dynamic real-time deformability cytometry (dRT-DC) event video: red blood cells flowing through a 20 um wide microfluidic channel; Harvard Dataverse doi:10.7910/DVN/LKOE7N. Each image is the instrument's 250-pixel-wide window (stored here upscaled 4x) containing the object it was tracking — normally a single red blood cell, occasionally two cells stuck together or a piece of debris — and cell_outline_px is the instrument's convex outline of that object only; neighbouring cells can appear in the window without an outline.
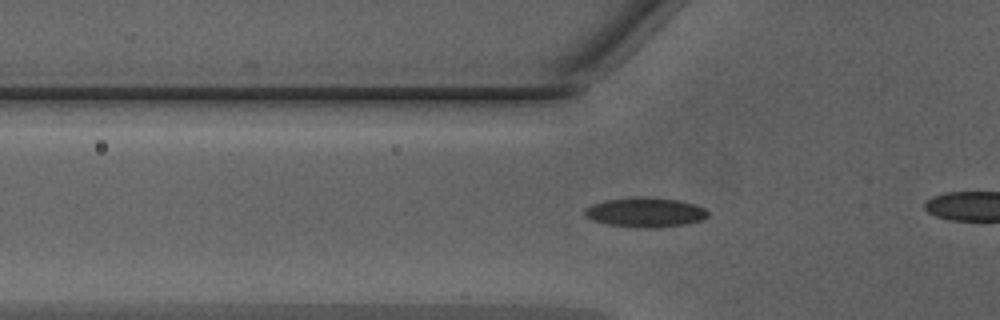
{"species": "Egyptian fruit bat (a non-hibernating species)", "species_latin": "Rousettus aegyptiacus", "temperature_condition": "warm", "stored_images_in_passage": 40, "camera_frame_rate_fps": 3000, "um_per_image_px": 0.085, "animal": {"sex": "male"}, "frame": {"image": 1, "passage_image": 17, "time_ms": 5.333, "image_size_px": [1000, 320], "cell_outline_px": [[708, 216], [704, 220], [684, 224], [652, 228], [636, 228], [608, 224], [592, 220], [584, 212], [584, 208], [592, 204], [604, 200], [632, 196], [644, 196], [680, 200], [696, 204], [704, 208], [708, 212]], "centroid_in_image_um": [54.86, 18.03], "position_along_channel_um": 70.9, "area_um2": 21.56}}
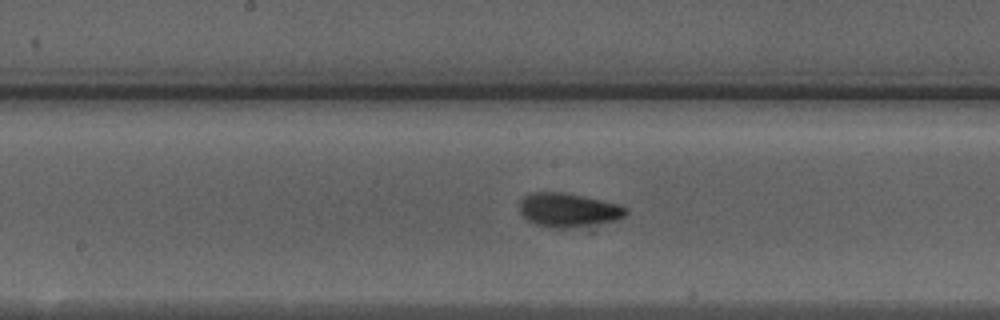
{"frame": {"image": 2, "passage_image": 26, "time_ms": 8.333, "image_size_px": [1000, 320], "cell_outline_px": [[628, 212], [624, 216], [616, 220], [588, 232], [552, 228], [536, 224], [520, 216], [520, 200], [524, 196], [532, 192], [564, 192], [584, 196], [620, 204], [628, 208]], "centroid_in_image_um": [48.4, 17.94], "position_along_channel_um": 199.8, "area_um2": 22.6}}
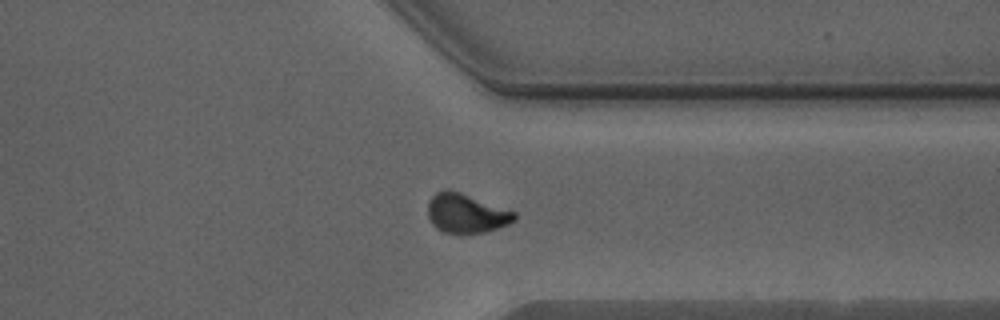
{"frame": {"image": 3, "passage_image": 38, "time_ms": 12.333, "image_size_px": [1000, 320], "cell_outline_px": [[516, 220], [508, 224], [484, 232], [444, 232], [436, 228], [432, 224], [428, 216], [428, 204], [432, 196], [436, 192], [448, 188], [460, 192], [516, 212]], "centroid_in_image_um": [39.61, 18.11], "position_along_channel_um": 371.8, "area_um2": 19.54}}